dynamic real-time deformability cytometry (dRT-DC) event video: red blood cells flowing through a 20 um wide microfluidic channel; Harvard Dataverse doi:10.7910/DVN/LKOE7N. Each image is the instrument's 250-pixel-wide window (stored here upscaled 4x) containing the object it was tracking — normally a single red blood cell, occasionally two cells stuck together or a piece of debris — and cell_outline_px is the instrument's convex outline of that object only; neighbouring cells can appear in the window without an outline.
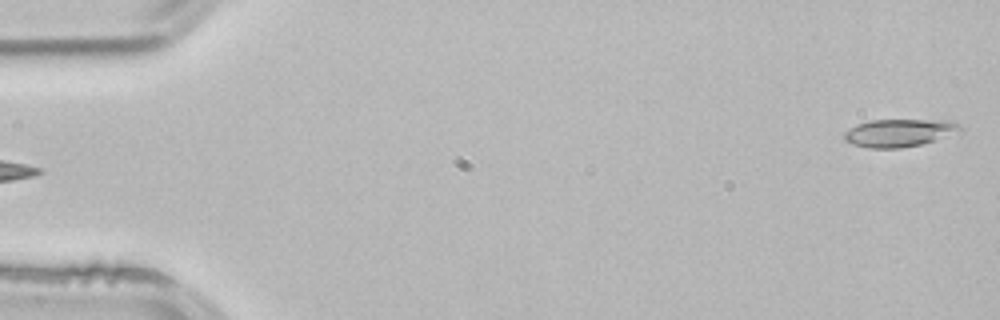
{"species": "common noctule bat (a hibernating species)", "species_latin": "Nyctalus noctula", "temperature_condition": "room temperature", "stored_images_in_passage": 3, "camera_frame_rate_fps": 3000, "um_per_image_px": 0.085, "animal": {"sex": "male", "body_mass_g": 21.5, "forearm_length_mm": 52.0}, "frame": {"image": 1, "passage_image": 3, "time_ms": 0.667, "image_size_px": [1000, 320], "cell_outline_px": [[964, 132], [920, 144], [900, 148], [868, 148], [852, 144], [844, 140], [844, 132], [856, 124], [872, 120], [944, 120], [956, 124], [964, 128]], "centroid_in_image_um": [76.45, 11.29], "position_along_channel_um": 8.6, "area_um2": 18.79}}